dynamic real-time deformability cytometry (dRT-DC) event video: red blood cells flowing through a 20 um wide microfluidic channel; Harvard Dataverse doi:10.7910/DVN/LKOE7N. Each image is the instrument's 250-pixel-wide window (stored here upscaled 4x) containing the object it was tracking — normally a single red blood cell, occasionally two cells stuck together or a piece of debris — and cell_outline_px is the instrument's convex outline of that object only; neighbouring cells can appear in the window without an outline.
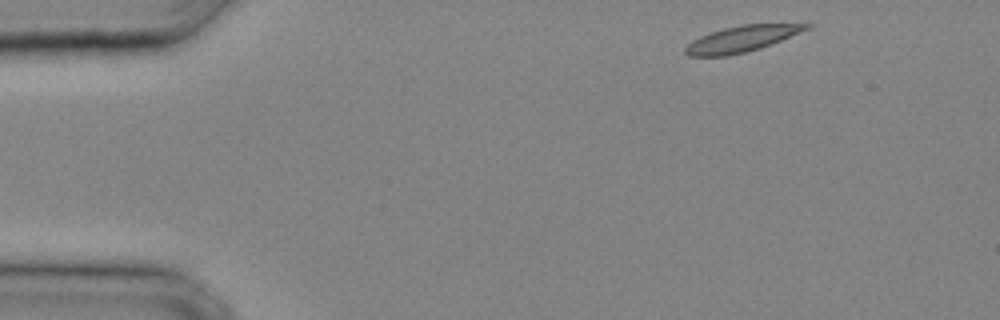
{"species": "common noctule bat (a hibernating species)", "species_latin": "Nyctalus noctula", "temperature_condition": "cold", "stored_images_in_passage": 24, "camera_frame_rate_fps": 3000, "um_per_image_px": 0.085, "animal": {"sex": "male", "body_mass_g": 20.4}, "frame": {"image": 1, "passage_image": 1, "time_ms": 0.0, "image_size_px": [1000, 320], "cell_outline_px": [[812, 24], [808, 28], [780, 40], [760, 48], [728, 56], [688, 56], [684, 52], [684, 48], [692, 40], [700, 36], [724, 28], [744, 24]], "centroid_in_image_um": [62.95, 3.32], "position_along_channel_um": 22.0, "area_um2": 17.92}}
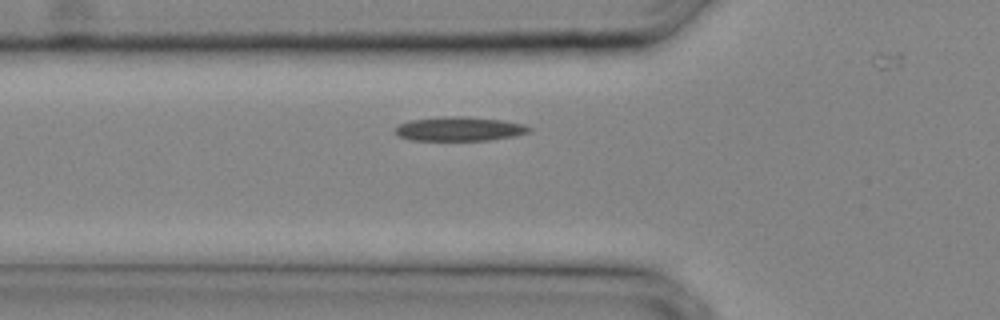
{"frame": {"image": 2, "passage_image": 8, "time_ms": 2.333, "image_size_px": [1000, 320], "cell_outline_px": [[532, 128], [528, 132], [512, 136], [488, 140], [412, 140], [400, 136], [396, 132], [396, 128], [400, 124], [412, 120], [444, 116], [464, 116], [504, 120], [524, 124]], "centroid_in_image_um": [39.08, 10.94], "position_along_channel_um": 86.7, "area_um2": 18.61}}
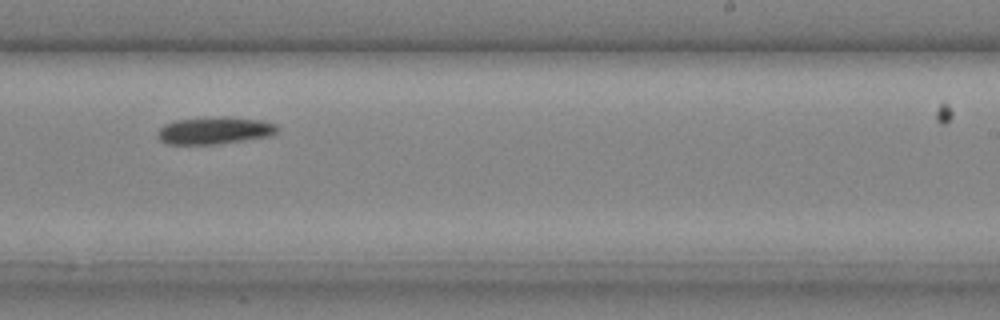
{"frame": {"image": 3, "passage_image": 17, "time_ms": 5.333, "image_size_px": [1000, 320], "cell_outline_px": [[280, 128], [272, 136], [216, 144], [168, 144], [160, 140], [156, 132], [164, 124], [176, 120], [216, 116], [228, 116], [264, 120], [276, 124]], "centroid_in_image_um": [18.28, 11.08], "position_along_channel_um": 270.7, "area_um2": 19.31}}